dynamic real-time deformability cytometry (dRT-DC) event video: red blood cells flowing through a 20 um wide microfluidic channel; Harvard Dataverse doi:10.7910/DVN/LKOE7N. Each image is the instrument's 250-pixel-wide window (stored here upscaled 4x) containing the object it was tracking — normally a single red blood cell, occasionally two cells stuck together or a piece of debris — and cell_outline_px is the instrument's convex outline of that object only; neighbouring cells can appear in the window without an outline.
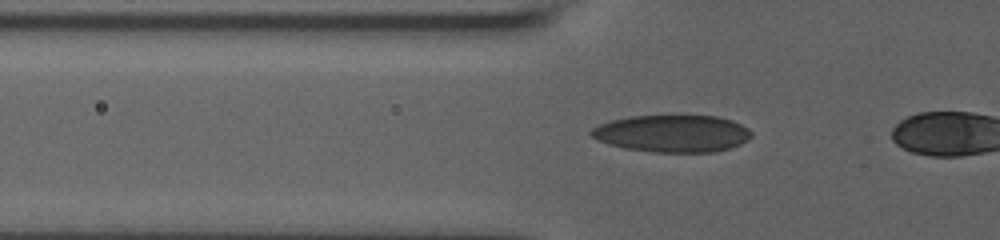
{"species": "human", "species_latin": "Homo sapiens", "temperature_condition": "room temperature", "stored_images_in_passage": 14, "camera_frame_rate_fps": 3000, "um_per_image_px": 0.085, "donor": {"sex": "male"}, "frame": {"image": 1, "passage_image": 12, "time_ms": 3.667, "image_size_px": [1000, 240], "cell_outline_px": [[752, 136], [748, 140], [740, 144], [728, 148], [712, 152], [652, 152], [624, 148], [608, 144], [592, 136], [588, 132], [592, 128], [600, 124], [612, 120], [628, 116], [716, 116], [732, 120], [748, 128], [752, 132]], "centroid_in_image_um": [57.15, 11.35], "position_along_channel_um": 68.7, "area_um2": 34.62}}